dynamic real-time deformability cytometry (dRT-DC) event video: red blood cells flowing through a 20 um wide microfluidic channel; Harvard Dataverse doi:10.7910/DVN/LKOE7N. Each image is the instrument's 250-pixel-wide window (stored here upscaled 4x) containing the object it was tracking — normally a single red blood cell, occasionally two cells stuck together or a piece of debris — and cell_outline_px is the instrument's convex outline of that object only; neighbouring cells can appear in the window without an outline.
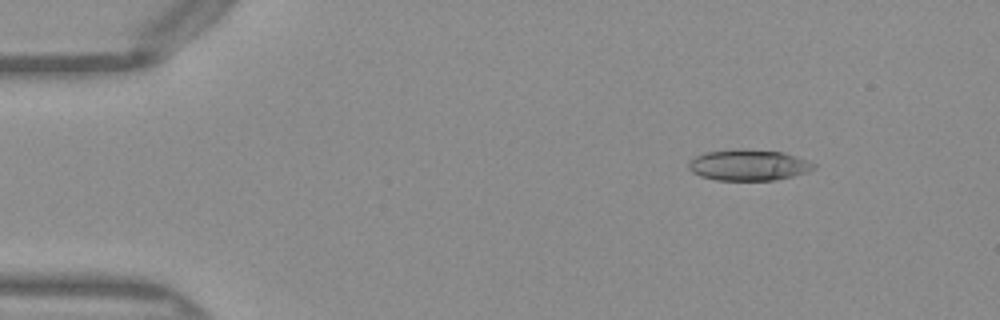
{"species": "Egyptian fruit bat (a non-hibernating species)", "species_latin": "Rousettus aegyptiacus", "temperature_condition": "warm", "stored_images_in_passage": 50, "camera_frame_rate_fps": 3000, "um_per_image_px": 0.085, "frame": {"image": 1, "passage_image": 7, "time_ms": 2.0, "image_size_px": [1000, 320], "cell_outline_px": [[816, 168], [808, 172], [776, 180], [716, 180], [700, 176], [692, 172], [688, 168], [688, 164], [696, 156], [704, 152], [740, 148], [784, 152], [816, 164]], "centroid_in_image_um": [63.62, 14.02], "position_along_channel_um": 21.4, "area_um2": 22.72}}
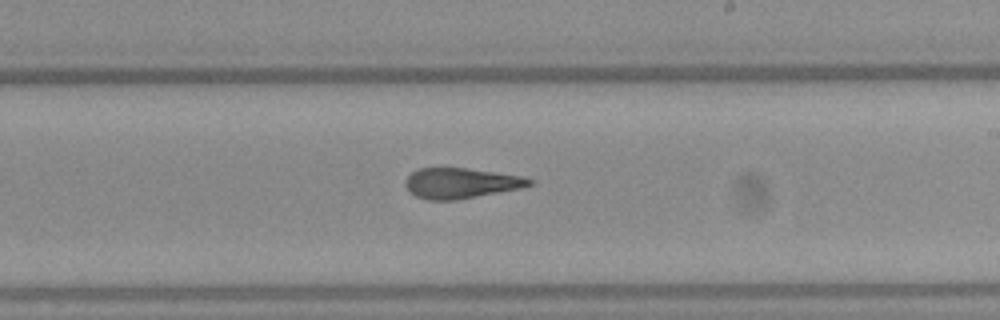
{"frame": {"image": 2, "passage_image": 30, "time_ms": 9.667, "image_size_px": [1000, 320], "cell_outline_px": [[532, 184], [520, 188], [456, 200], [428, 200], [416, 196], [408, 192], [404, 184], [404, 180], [412, 172], [420, 168], [468, 168], [524, 176], [532, 180]], "centroid_in_image_um": [39.13, 15.56], "position_along_channel_um": 249.9, "area_um2": 21.96}}
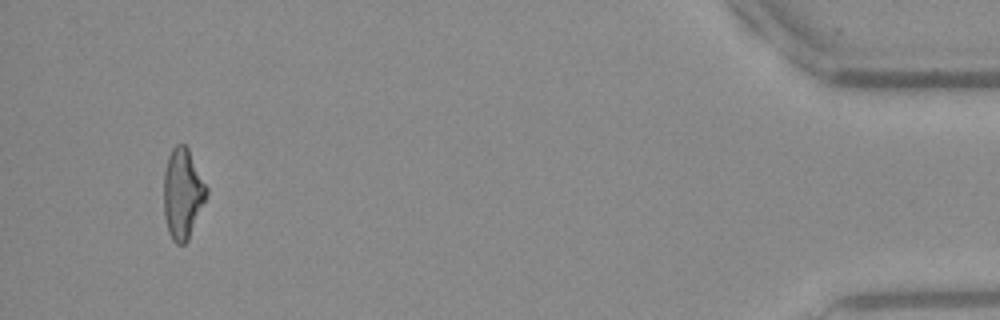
{"frame": {"image": 3, "passage_image": 48, "time_ms": 15.667, "image_size_px": [1000, 320], "cell_outline_px": [[208, 192], [188, 240], [184, 244], [176, 244], [172, 240], [168, 232], [164, 216], [164, 172], [168, 156], [172, 148], [176, 144], [184, 144], [188, 148], [208, 188]], "centroid_in_image_um": [15.51, 16.45], "position_along_channel_um": 419.7, "area_um2": 22.43}, "authors_computed_cell_mechanics": {"area_um2": 22.6576, "velocity_mm_per_s": 4.0754, "shape_relaxation_time_tau1_ms": 6.9786, "shape_relaxation_time_tau2_ms": 1.584, "deformation_change_tau1": 0.2333, "deformation_change_tau2": 0.1186}}